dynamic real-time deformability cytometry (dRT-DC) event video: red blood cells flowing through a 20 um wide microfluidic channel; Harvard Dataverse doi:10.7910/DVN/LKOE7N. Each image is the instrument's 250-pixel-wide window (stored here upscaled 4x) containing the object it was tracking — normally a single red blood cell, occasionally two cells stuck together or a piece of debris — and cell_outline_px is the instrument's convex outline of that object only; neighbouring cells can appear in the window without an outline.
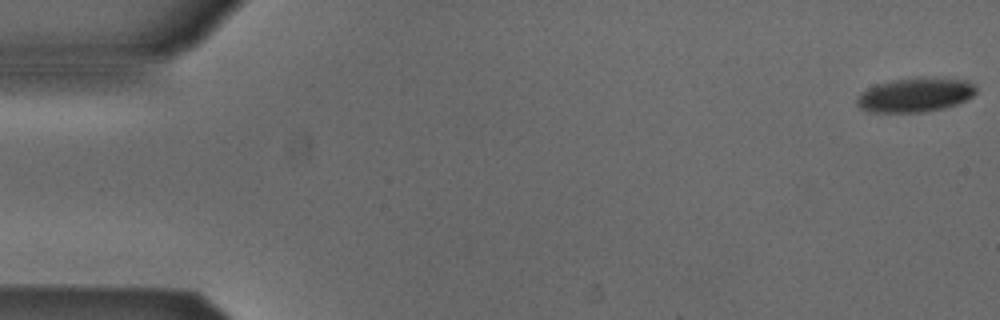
{"species": "Egyptian fruit bat (a non-hibernating species)", "species_latin": "Rousettus aegyptiacus", "temperature_condition": "cold", "stored_images_in_passage": 53, "camera_frame_rate_fps": 3000, "um_per_image_px": 0.085, "animal": {"sex": "male"}, "frame": {"image": 1, "passage_image": 1, "time_ms": 0.0, "image_size_px": [1000, 320], "cell_outline_px": [[976, 92], [972, 96], [956, 104], [944, 108], [924, 112], [868, 112], [860, 108], [856, 104], [856, 100], [868, 88], [876, 84], [892, 80], [968, 80], [976, 88]], "centroid_in_image_um": [77.75, 8.12], "position_along_channel_um": 7.2, "area_um2": 22.72}}
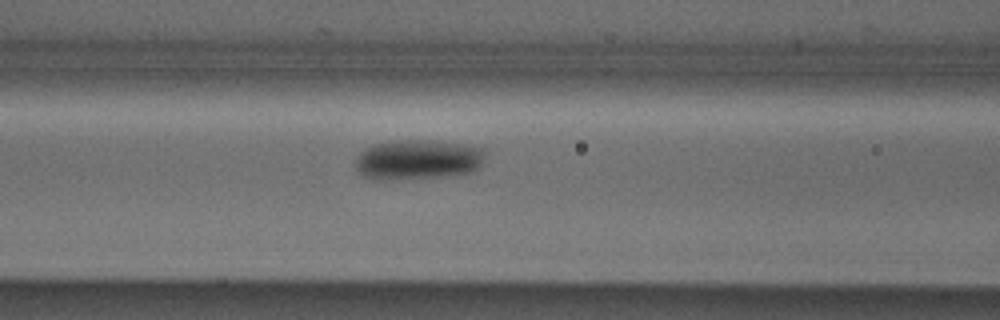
{"frame": {"image": 2, "passage_image": 22, "time_ms": 7.0, "image_size_px": [1000, 320], "cell_outline_px": [[484, 156], [480, 164], [472, 172], [448, 176], [392, 180], [364, 176], [356, 168], [356, 156], [364, 148], [376, 144], [400, 140], [440, 140], [484, 148]], "centroid_in_image_um": [35.53, 13.56], "position_along_channel_um": 131.1, "area_um2": 30.17}}
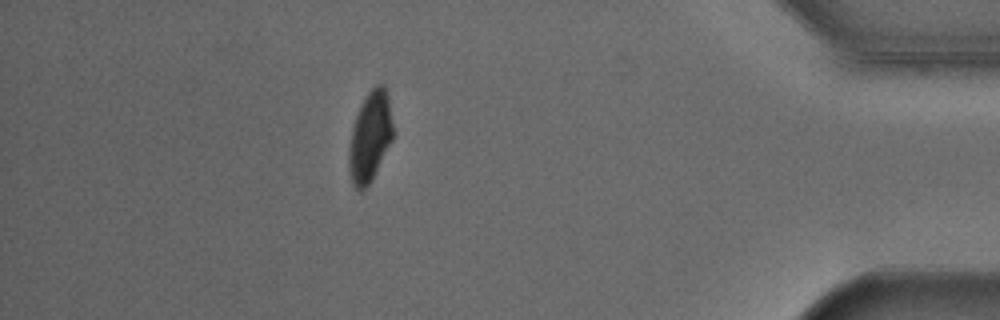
{"frame": {"image": 3, "passage_image": 47, "time_ms": 15.333, "image_size_px": [1000, 320], "cell_outline_px": [[392, 140], [372, 180], [360, 192], [352, 184], [348, 168], [348, 148], [352, 128], [360, 104], [364, 96], [376, 84], [384, 84], [388, 96], [392, 124]], "centroid_in_image_um": [31.43, 11.63], "position_along_channel_um": 403.8, "area_um2": 23.18}, "authors_computed_cell_mechanics": {"area_um2": 26.01, "velocity_mm_per_s": 3.8516, "shape_relaxation_time_tau1_ms": 5.4874, "shape_relaxation_time_tau2_ms": null, "deformation_change_tau1": 0.1421, "deformation_change_tau2": null}}